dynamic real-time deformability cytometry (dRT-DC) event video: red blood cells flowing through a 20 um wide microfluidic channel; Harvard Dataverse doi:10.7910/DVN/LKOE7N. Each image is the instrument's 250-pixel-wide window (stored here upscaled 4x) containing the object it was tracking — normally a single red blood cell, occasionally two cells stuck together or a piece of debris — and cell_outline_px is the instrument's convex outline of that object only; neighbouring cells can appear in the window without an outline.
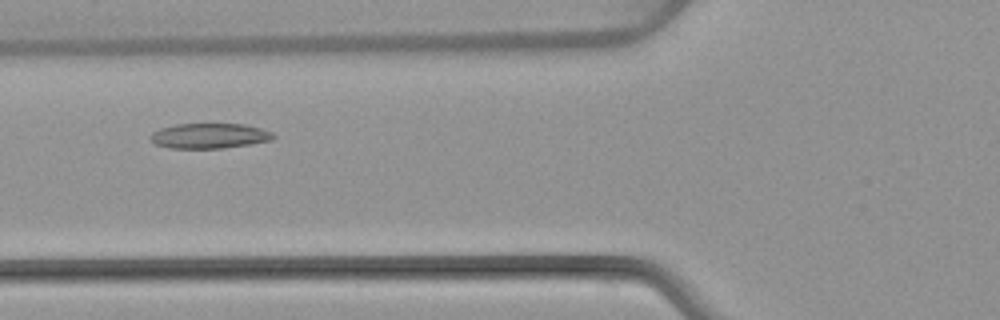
{"species": "common noctule bat (a hibernating species)", "species_latin": "Nyctalus noctula", "temperature_condition": "warm", "stored_images_in_passage": 5, "camera_frame_rate_fps": 3000, "um_per_image_px": 0.085, "animal": {"sex": "female", "body_mass_g": 22.7, "forearm_length_mm": 54.2}, "frame": {"image": 1, "passage_image": 4, "time_ms": 4.333, "image_size_px": [1000, 320], "cell_outline_px": [[276, 136], [272, 140], [224, 148], [168, 148], [156, 144], [148, 136], [152, 132], [160, 128], [176, 124], [244, 124], [260, 128], [272, 132]], "centroid_in_image_um": [17.78, 11.54], "position_along_channel_um": 108.0, "area_um2": 17.98}}
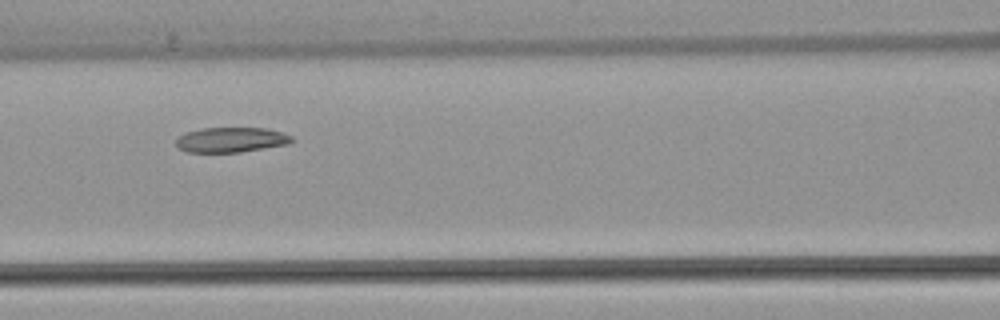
{"frame": {"image": 2, "passage_image": 5, "time_ms": 5.333, "image_size_px": [1000, 320], "cell_outline_px": [[296, 140], [288, 144], [240, 152], [184, 152], [176, 148], [176, 140], [184, 132], [204, 128], [268, 128], [292, 136]], "centroid_in_image_um": [19.63, 11.88], "position_along_channel_um": 147.0, "area_um2": 16.99}}